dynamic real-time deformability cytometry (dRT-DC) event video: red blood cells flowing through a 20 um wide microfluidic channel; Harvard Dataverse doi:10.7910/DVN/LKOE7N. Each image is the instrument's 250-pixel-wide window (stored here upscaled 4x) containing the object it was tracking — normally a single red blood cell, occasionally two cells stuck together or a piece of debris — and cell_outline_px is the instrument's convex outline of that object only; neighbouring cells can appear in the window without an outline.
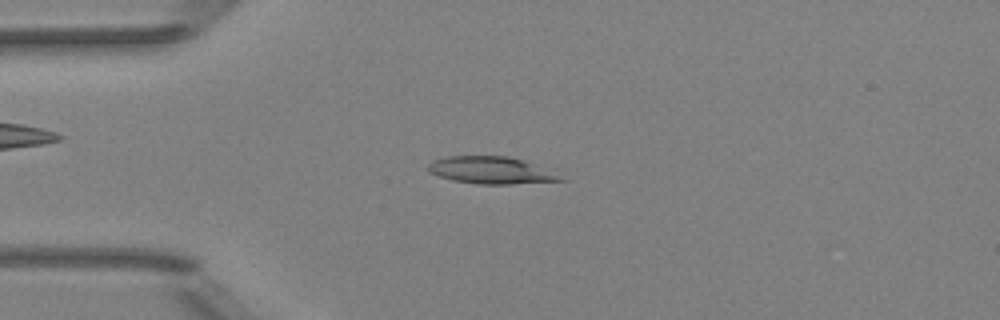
{"species": "Egyptian fruit bat (a non-hibernating species)", "species_latin": "Rousettus aegyptiacus", "temperature_condition": "room temperature", "stored_images_in_passage": 5, "camera_frame_rate_fps": 3000, "um_per_image_px": 0.085, "animal": {"sex": "female"}, "frame": {"image": 1, "passage_image": 2, "time_ms": 1.0, "image_size_px": [1000, 320], "cell_outline_px": [[568, 180], [512, 184], [480, 184], [452, 180], [440, 176], [432, 172], [428, 168], [428, 164], [432, 160], [448, 156], [508, 156], [556, 168]], "centroid_in_image_um": [41.94, 14.47], "position_along_channel_um": 43.1, "area_um2": 21.56}}
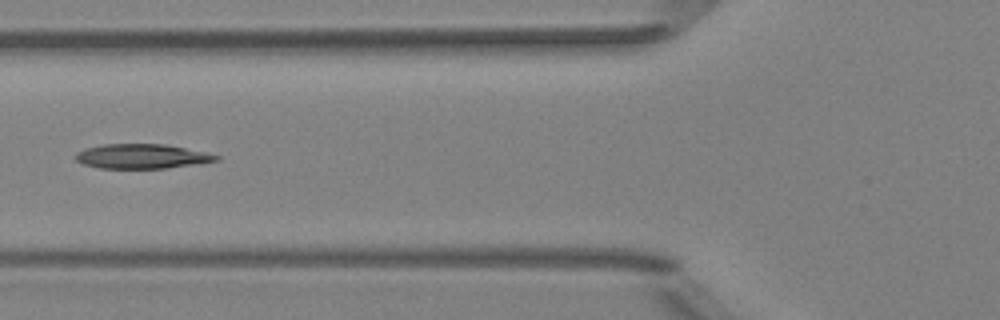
{"frame": {"image": 2, "passage_image": 4, "time_ms": 3.333, "image_size_px": [1000, 320], "cell_outline_px": [[220, 160], [200, 164], [168, 168], [100, 168], [84, 164], [76, 160], [72, 156], [76, 152], [84, 148], [104, 144], [164, 144], [208, 152], [220, 156]], "centroid_in_image_um": [12.08, 13.28], "position_along_channel_um": 113.7, "area_um2": 20.4}}
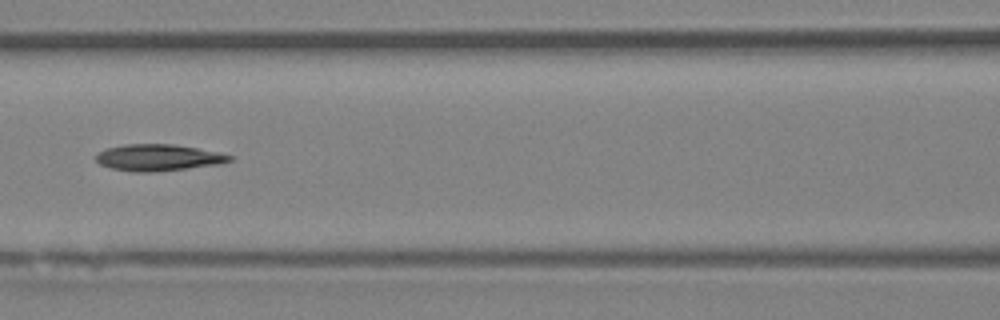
{"frame": {"image": 3, "passage_image": 5, "time_ms": 4.333, "image_size_px": [1000, 320], "cell_outline_px": [[236, 156], [232, 160], [220, 164], [188, 168], [152, 172], [132, 172], [112, 168], [100, 164], [96, 160], [96, 156], [104, 148], [124, 144], [172, 144], [220, 152]], "centroid_in_image_um": [13.48, 13.39], "position_along_channel_um": 153.1, "area_um2": 20.75}}